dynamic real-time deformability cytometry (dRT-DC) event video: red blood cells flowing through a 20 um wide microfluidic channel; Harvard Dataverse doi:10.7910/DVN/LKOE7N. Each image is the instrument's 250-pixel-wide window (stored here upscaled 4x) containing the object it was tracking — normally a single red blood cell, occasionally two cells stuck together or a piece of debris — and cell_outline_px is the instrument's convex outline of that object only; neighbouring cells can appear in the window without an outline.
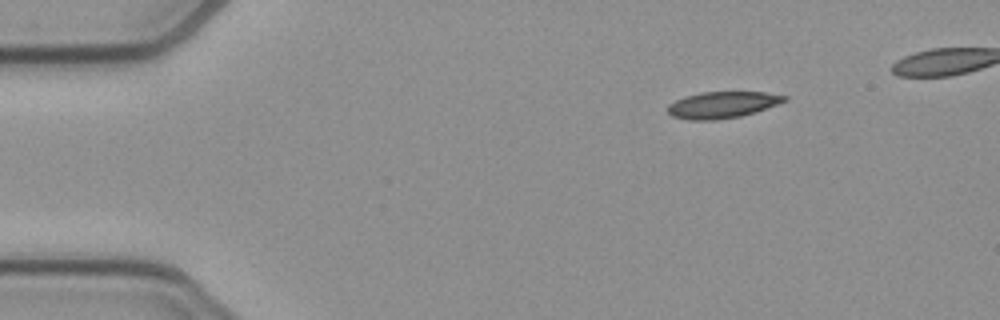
{"species": "common noctule bat (a hibernating species)", "species_latin": "Nyctalus noctula", "temperature_condition": "cold", "stored_images_in_passage": 41, "camera_frame_rate_fps": 3000, "um_per_image_px": 0.085, "animal": {"sex": "female", "body_mass_g": 21.9}, "frame": {"image": 1, "passage_image": 1, "time_ms": 0.0, "image_size_px": [1000, 320], "cell_outline_px": [[788, 100], [756, 112], [740, 116], [712, 120], [688, 120], [672, 116], [668, 112], [668, 104], [684, 96], [700, 92], [764, 92], [788, 96]], "centroid_in_image_um": [61.39, 8.9], "position_along_channel_um": 23.6, "area_um2": 18.03}}
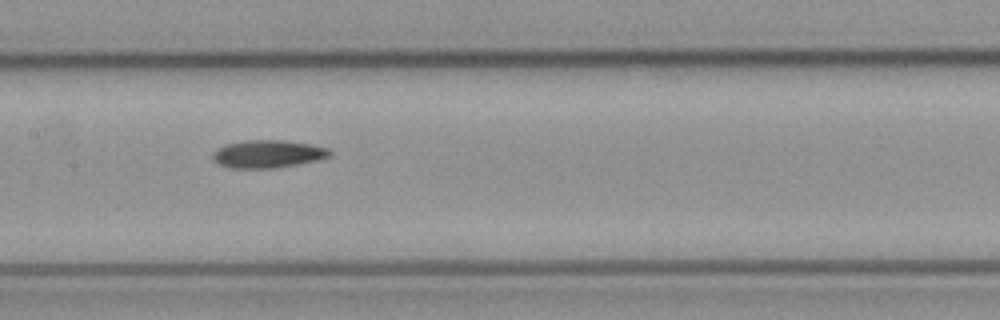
{"frame": {"image": 2, "passage_image": 19, "time_ms": 6.0, "image_size_px": [1000, 320], "cell_outline_px": [[332, 152], [328, 156], [320, 160], [272, 168], [228, 168], [212, 160], [212, 152], [216, 148], [228, 144], [244, 140], [284, 140], [312, 144], [328, 148]], "centroid_in_image_um": [22.75, 13.08], "position_along_channel_um": 184.7, "area_um2": 19.02}}
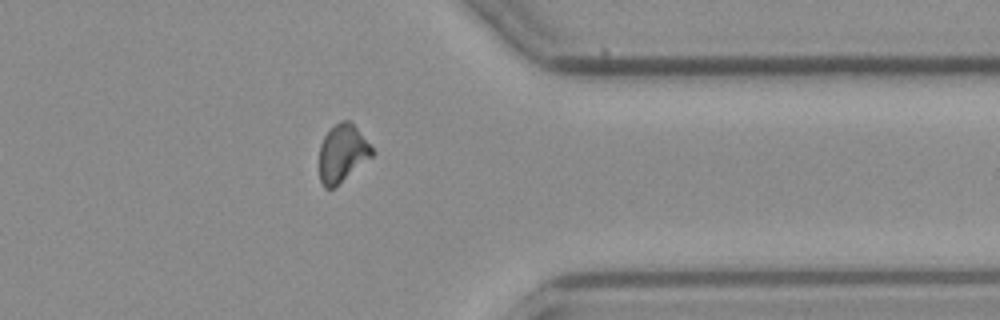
{"frame": {"image": 3, "passage_image": 35, "time_ms": 11.333, "image_size_px": [1000, 320], "cell_outline_px": [[376, 152], [372, 156], [332, 188], [324, 188], [320, 180], [320, 144], [324, 136], [332, 124], [340, 120], [348, 120], [356, 128]], "centroid_in_image_um": [29.08, 12.99], "position_along_channel_um": 382.3, "area_um2": 17.4}}